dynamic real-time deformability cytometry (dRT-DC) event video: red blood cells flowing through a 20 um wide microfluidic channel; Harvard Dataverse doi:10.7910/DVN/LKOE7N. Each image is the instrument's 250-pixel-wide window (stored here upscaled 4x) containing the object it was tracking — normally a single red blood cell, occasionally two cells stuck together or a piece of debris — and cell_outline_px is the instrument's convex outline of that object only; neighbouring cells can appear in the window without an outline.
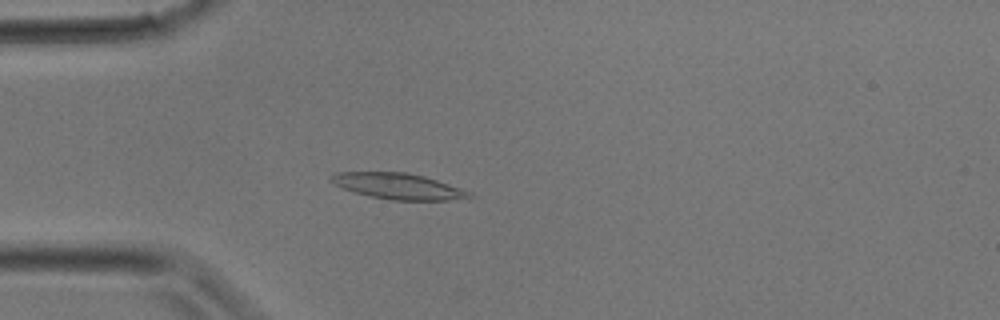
{"species": "common noctule bat (a hibernating species)", "species_latin": "Nyctalus noctula", "temperature_condition": "room temperature", "stored_images_in_passage": 25, "camera_frame_rate_fps": 3000, "um_per_image_px": 0.085, "animal": {"sex": "male", "body_mass_g": 17.9}, "frame": {"image": 1, "passage_image": 3, "time_ms": 0.667, "image_size_px": [1000, 320], "cell_outline_px": [[464, 192], [460, 196], [444, 200], [396, 200], [372, 196], [356, 192], [344, 188], [336, 184], [332, 180], [332, 176], [340, 172], [404, 172], [436, 180], [456, 188]], "centroid_in_image_um": [33.66, 15.8], "position_along_channel_um": 51.3, "area_um2": 19.25}}
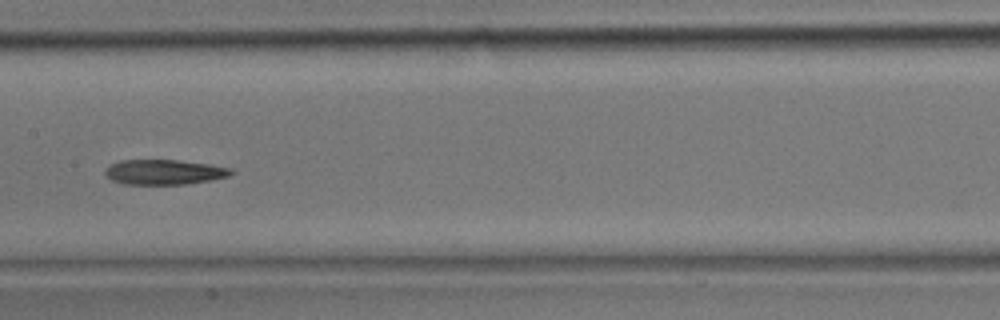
{"frame": {"image": 2, "passage_image": 10, "time_ms": 3.0, "image_size_px": [1000, 320], "cell_outline_px": [[232, 172], [228, 176], [208, 180], [184, 184], [128, 184], [112, 180], [108, 176], [108, 168], [112, 164], [124, 160], [172, 160], [204, 164], [228, 168]], "centroid_in_image_um": [13.94, 14.63], "position_along_channel_um": 193.5, "area_um2": 17.46}}
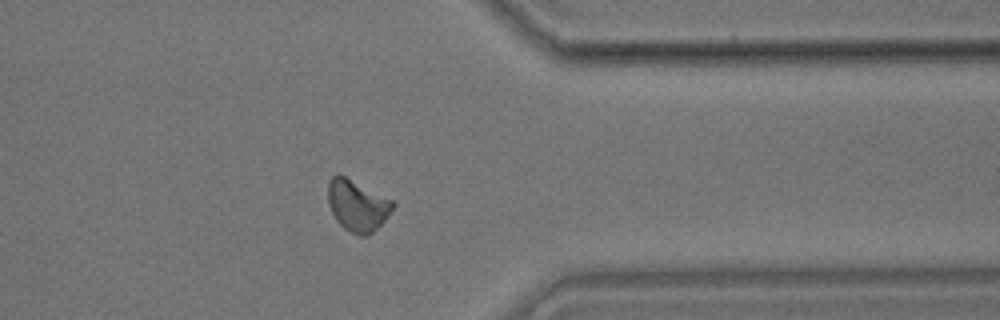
{"frame": {"image": 3, "passage_image": 19, "time_ms": 6.0, "image_size_px": [1000, 320], "cell_outline_px": [[396, 204], [384, 220], [372, 232], [364, 236], [360, 236], [344, 228], [340, 224], [332, 212], [328, 200], [328, 184], [332, 176], [344, 176], [392, 200]], "centroid_in_image_um": [30.38, 17.48], "position_along_channel_um": 381.0, "area_um2": 18.73}}